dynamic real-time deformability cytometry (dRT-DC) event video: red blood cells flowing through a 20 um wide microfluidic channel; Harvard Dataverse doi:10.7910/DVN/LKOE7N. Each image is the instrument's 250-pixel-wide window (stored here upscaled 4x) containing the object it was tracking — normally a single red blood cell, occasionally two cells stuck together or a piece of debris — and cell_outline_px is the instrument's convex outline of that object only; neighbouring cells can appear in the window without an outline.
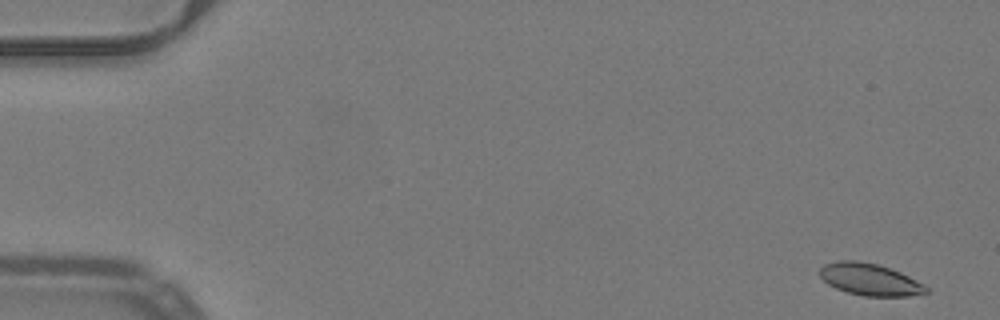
{"species": "common noctule bat (a hibernating species)", "species_latin": "Nyctalus noctula", "temperature_condition": "warm", "stored_images_in_passage": 28, "camera_frame_rate_fps": 3000, "um_per_image_px": 0.085, "animal": {"sex": "male", "body_mass_g": 19.2, "forearm_length_mm": 51.8}, "frame": {"image": 1, "passage_image": 2, "time_ms": 0.333, "image_size_px": [1000, 320], "cell_outline_px": [[928, 292], [908, 296], [864, 296], [848, 292], [836, 288], [828, 284], [820, 276], [820, 268], [824, 264], [840, 260], [856, 260], [876, 264], [900, 272], [924, 284], [928, 288]], "centroid_in_image_um": [73.92, 23.75], "position_along_channel_um": 11.1, "area_um2": 19.59}}
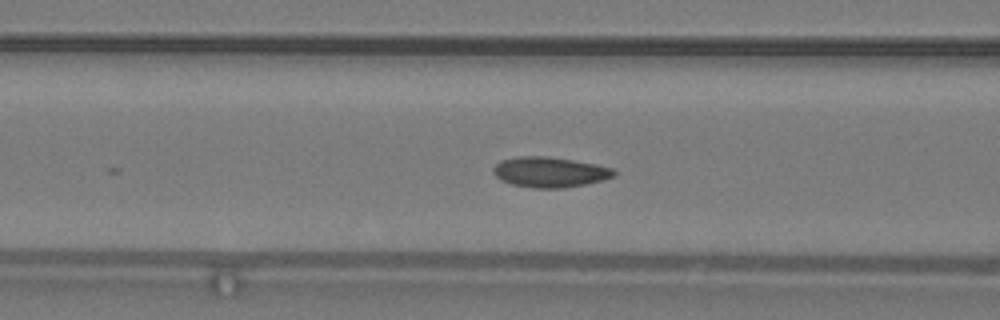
{"frame": {"image": 2, "passage_image": 21, "time_ms": 6.667, "image_size_px": [1000, 320], "cell_outline_px": [[616, 172], [612, 176], [600, 180], [584, 184], [564, 188], [532, 188], [512, 184], [496, 176], [492, 172], [492, 168], [500, 160], [516, 156], [548, 156], [596, 164], [612, 168]], "centroid_in_image_um": [46.68, 14.61], "position_along_channel_um": 119.9, "area_um2": 21.15}}
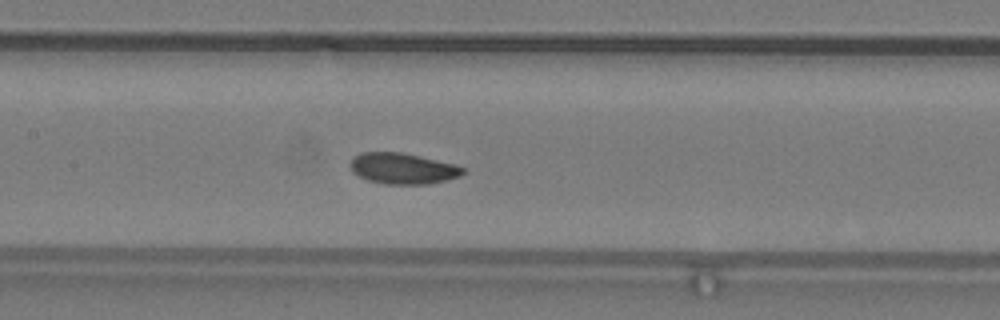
{"frame": {"image": 3, "passage_image": 25, "time_ms": 8.0, "image_size_px": [1000, 320], "cell_outline_px": [[464, 172], [460, 176], [448, 180], [428, 184], [384, 184], [368, 180], [352, 172], [348, 164], [360, 152], [400, 152], [456, 164], [464, 168]], "centroid_in_image_um": [34.23, 14.32], "position_along_channel_um": 173.2, "area_um2": 20.35}}